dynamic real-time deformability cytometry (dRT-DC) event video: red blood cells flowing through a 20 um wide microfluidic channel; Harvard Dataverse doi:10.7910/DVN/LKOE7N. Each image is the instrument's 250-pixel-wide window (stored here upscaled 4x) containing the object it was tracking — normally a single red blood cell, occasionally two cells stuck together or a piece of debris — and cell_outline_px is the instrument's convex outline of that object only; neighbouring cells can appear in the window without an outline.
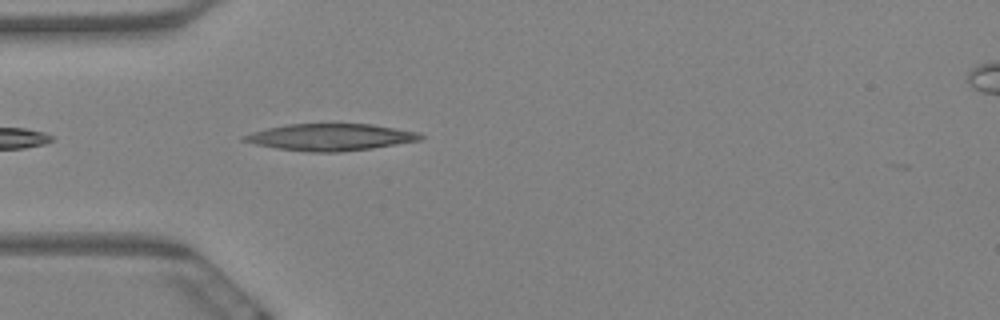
{"species": "Egyptian fruit bat (a non-hibernating species)", "species_latin": "Rousettus aegyptiacus", "temperature_condition": "warm", "stored_images_in_passage": 2, "camera_frame_rate_fps": 3000, "um_per_image_px": 0.085, "animal": {"sex": "female"}, "frame": {"image": 1, "passage_image": 1, "time_ms": 0.0, "image_size_px": [1000, 320], "cell_outline_px": [[424, 136], [420, 140], [372, 148], [340, 152], [308, 152], [276, 148], [256, 144], [240, 140], [240, 136], [252, 132], [268, 128], [288, 124], [372, 124], [420, 132]], "centroid_in_image_um": [28.08, 11.66], "position_along_channel_um": 56.9, "area_um2": 27.57}}